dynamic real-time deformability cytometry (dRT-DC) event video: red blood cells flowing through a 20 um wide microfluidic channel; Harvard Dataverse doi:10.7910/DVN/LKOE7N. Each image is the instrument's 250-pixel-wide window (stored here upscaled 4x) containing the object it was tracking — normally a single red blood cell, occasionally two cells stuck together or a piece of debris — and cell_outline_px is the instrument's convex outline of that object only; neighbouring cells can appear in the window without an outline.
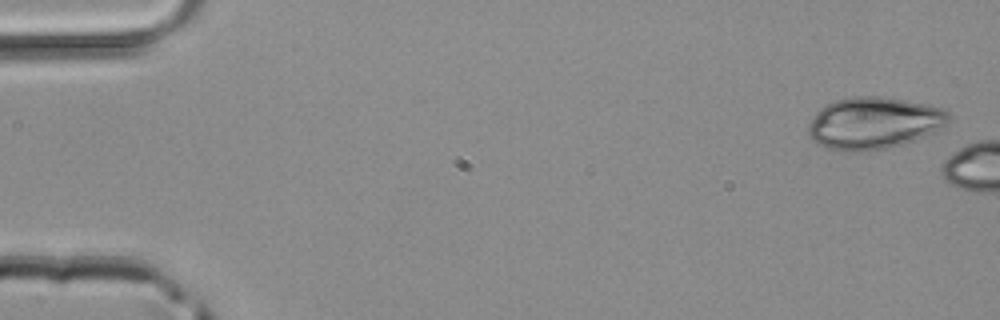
{"species": "common noctule bat (a hibernating species)", "species_latin": "Nyctalus noctula", "temperature_condition": "room temperature", "stored_images_in_passage": 3, "camera_frame_rate_fps": 3000, "um_per_image_px": 0.085, "animal": {"sex": "male", "body_mass_g": 20.4}, "frame": {"image": 1, "passage_image": 1, "time_ms": 0.0, "image_size_px": [1000, 320], "cell_outline_px": [[948, 120], [936, 132], [904, 144], [884, 148], [860, 152], [848, 152], [824, 148], [816, 144], [808, 136], [808, 124], [816, 112], [824, 104], [836, 100], [852, 96], [880, 96], [908, 100], [928, 104], [944, 108], [948, 112]], "centroid_in_image_um": [74.23, 10.46], "position_along_channel_um": 10.8, "area_um2": 43.0}}